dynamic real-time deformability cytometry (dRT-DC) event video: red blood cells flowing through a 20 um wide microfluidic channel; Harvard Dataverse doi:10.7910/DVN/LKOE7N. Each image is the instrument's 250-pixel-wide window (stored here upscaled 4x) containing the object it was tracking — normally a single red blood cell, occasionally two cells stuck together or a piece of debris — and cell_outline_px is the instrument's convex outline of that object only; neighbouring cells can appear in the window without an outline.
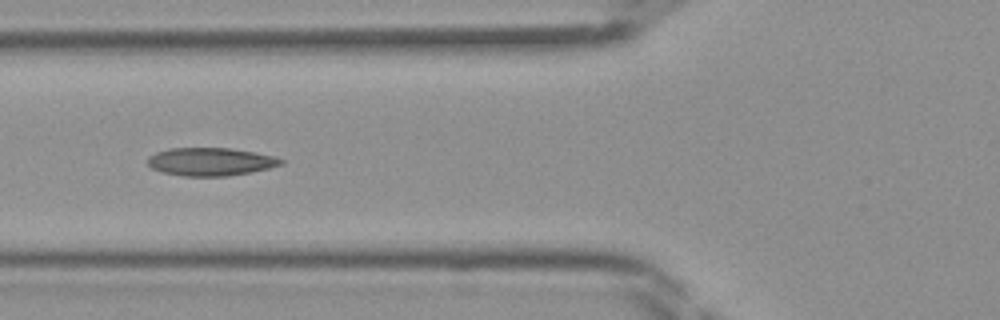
{"species": "Egyptian fruit bat (a non-hibernating species)", "species_latin": "Rousettus aegyptiacus", "temperature_condition": "room temperature", "stored_images_in_passage": 25, "camera_frame_rate_fps": 3000, "um_per_image_px": 0.085, "frame": {"image": 1, "passage_image": 8, "time_ms": 2.333, "image_size_px": [1000, 320], "cell_outline_px": [[284, 164], [268, 168], [228, 176], [184, 176], [164, 172], [152, 168], [148, 164], [148, 156], [156, 152], [168, 148], [232, 148], [256, 152], [276, 156], [284, 160]], "centroid_in_image_um": [17.92, 13.73], "position_along_channel_um": 107.9, "area_um2": 21.79}}
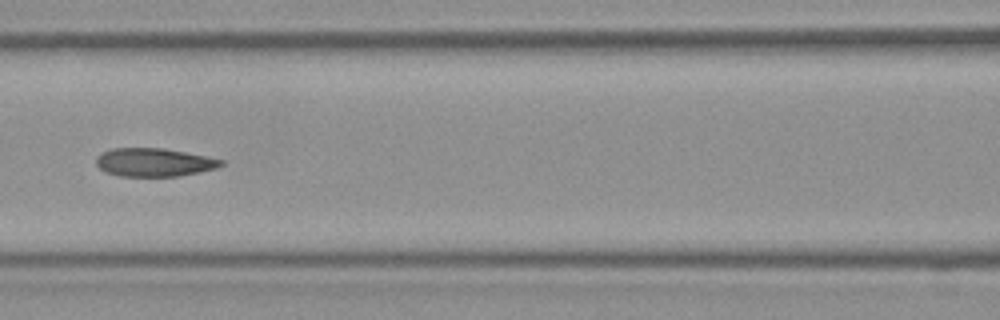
{"frame": {"image": 2, "passage_image": 11, "time_ms": 3.333, "image_size_px": [1000, 320], "cell_outline_px": [[224, 164], [216, 168], [176, 176], [120, 176], [104, 172], [96, 164], [96, 156], [100, 152], [112, 148], [164, 148], [224, 160]], "centroid_in_image_um": [13.03, 13.79], "position_along_channel_um": 153.6, "area_um2": 20.52}}